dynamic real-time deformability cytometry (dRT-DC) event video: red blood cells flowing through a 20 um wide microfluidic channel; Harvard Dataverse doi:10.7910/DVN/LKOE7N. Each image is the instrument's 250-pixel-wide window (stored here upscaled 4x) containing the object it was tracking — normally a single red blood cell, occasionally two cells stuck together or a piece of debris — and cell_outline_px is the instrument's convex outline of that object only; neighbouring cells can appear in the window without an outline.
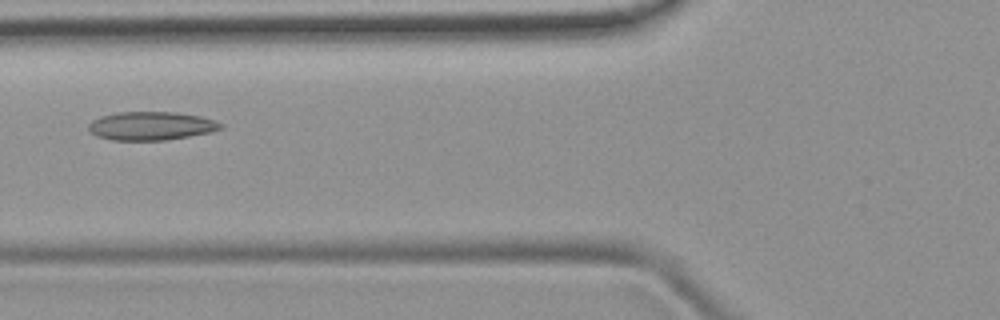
{"species": "common noctule bat (a hibernating species)", "species_latin": "Nyctalus noctula", "temperature_condition": "room temperature", "stored_images_in_passage": 33, "camera_frame_rate_fps": 3000, "um_per_image_px": 0.085, "animal": {"sex": "female", "body_mass_g": 19.9}, "frame": {"image": 1, "passage_image": 6, "time_ms": 1.667, "image_size_px": [1000, 320], "cell_outline_px": [[224, 124], [220, 128], [208, 132], [188, 136], [164, 140], [112, 140], [96, 136], [88, 128], [88, 124], [92, 120], [100, 116], [120, 112], [172, 112], [200, 116]], "centroid_in_image_um": [12.79, 10.7], "position_along_channel_um": 113.0, "area_um2": 21.62}}
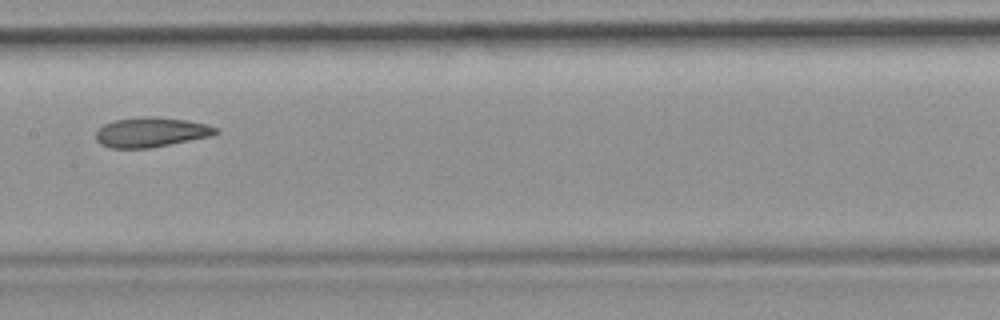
{"frame": {"image": 2, "passage_image": 12, "time_ms": 3.667, "image_size_px": [1000, 320], "cell_outline_px": [[220, 132], [212, 136], [148, 148], [112, 148], [100, 144], [96, 140], [96, 132], [104, 124], [116, 120], [144, 116], [156, 116], [188, 120], [208, 124], [220, 128]], "centroid_in_image_um": [12.89, 11.23], "position_along_channel_um": 194.5, "area_um2": 20.92}}
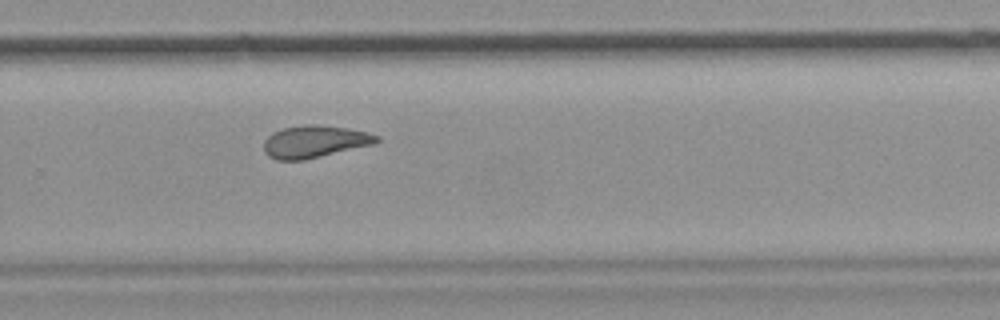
{"frame": {"image": 3, "passage_image": 20, "time_ms": 6.333, "image_size_px": [1000, 320], "cell_outline_px": [[380, 140], [376, 144], [304, 160], [276, 160], [268, 156], [264, 152], [264, 140], [272, 132], [284, 128], [304, 124], [320, 124], [348, 128], [368, 132], [380, 136]], "centroid_in_image_um": [26.77, 12.03], "position_along_channel_um": 303.0, "area_um2": 21.56}}